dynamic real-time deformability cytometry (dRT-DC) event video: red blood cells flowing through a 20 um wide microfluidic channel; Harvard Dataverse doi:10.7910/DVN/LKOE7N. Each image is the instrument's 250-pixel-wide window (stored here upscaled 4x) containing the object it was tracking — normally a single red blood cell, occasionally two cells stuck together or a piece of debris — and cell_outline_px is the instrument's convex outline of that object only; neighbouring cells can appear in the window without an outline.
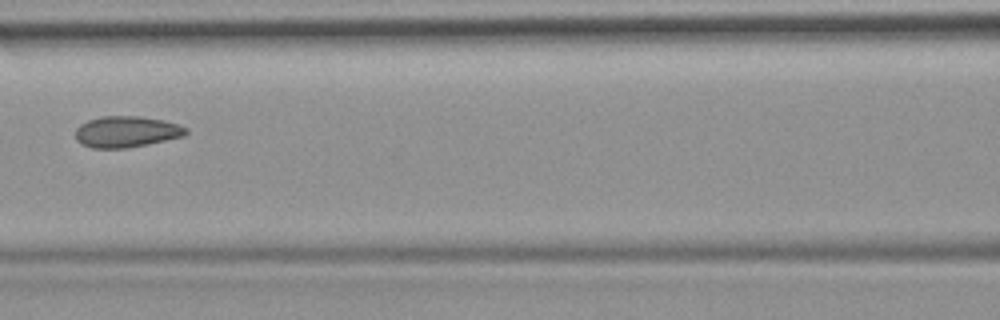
{"species": "common noctule bat (a hibernating species)", "species_latin": "Nyctalus noctula", "temperature_condition": "room temperature", "stored_images_in_passage": 6, "camera_frame_rate_fps": 3000, "um_per_image_px": 0.085, "animal": {"sex": "female", "body_mass_g": 19.9}, "frame": {"image": 1, "passage_image": 6, "time_ms": 5.667, "image_size_px": [1000, 320], "cell_outline_px": [[188, 132], [184, 136], [148, 144], [128, 148], [92, 148], [80, 144], [76, 140], [76, 128], [80, 124], [88, 120], [100, 116], [140, 116], [164, 120], [188, 128]], "centroid_in_image_um": [10.73, 11.2], "position_along_channel_um": 155.9, "area_um2": 20.23}}